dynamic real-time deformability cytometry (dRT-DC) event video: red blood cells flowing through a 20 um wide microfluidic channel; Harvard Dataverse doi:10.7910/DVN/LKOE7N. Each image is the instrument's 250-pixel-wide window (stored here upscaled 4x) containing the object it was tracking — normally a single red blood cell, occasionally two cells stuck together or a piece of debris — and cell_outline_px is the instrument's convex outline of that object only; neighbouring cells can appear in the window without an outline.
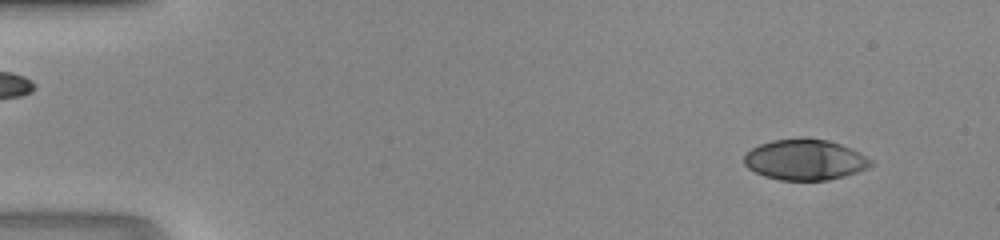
{"species": "human", "species_latin": "Homo sapiens", "temperature_condition": "room temperature", "stored_images_in_passage": 49, "camera_frame_rate_fps": 3000, "um_per_image_px": 0.085, "donor": {"sex": "male"}, "frame": {"image": 1, "passage_image": 5, "time_ms": 1.333, "image_size_px": [1000, 240], "cell_outline_px": [[872, 164], [868, 168], [844, 176], [828, 180], [780, 180], [764, 176], [748, 168], [744, 164], [744, 152], [760, 144], [772, 140], [804, 136], [828, 140], [840, 144], [872, 160]], "centroid_in_image_um": [68.37, 13.56], "position_along_channel_um": 16.6, "area_um2": 30.17}}
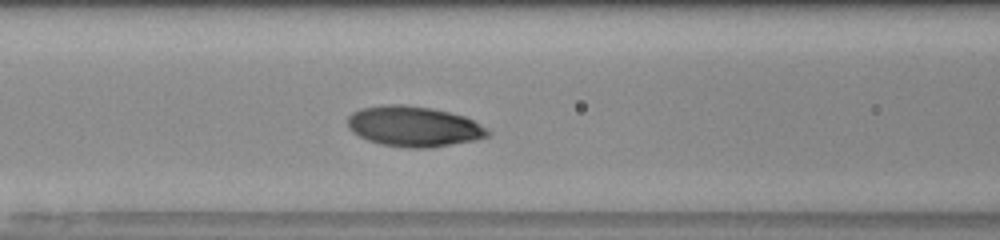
{"frame": {"image": 2, "passage_image": 22, "time_ms": 7.0, "image_size_px": [1000, 240], "cell_outline_px": [[492, 132], [488, 136], [476, 140], [428, 148], [408, 148], [380, 144], [368, 140], [352, 132], [348, 128], [348, 116], [352, 112], [360, 108], [388, 104], [404, 104], [432, 108], [464, 116], [488, 128]], "centroid_in_image_um": [35.17, 10.74], "position_along_channel_um": 131.4, "area_um2": 33.12}}
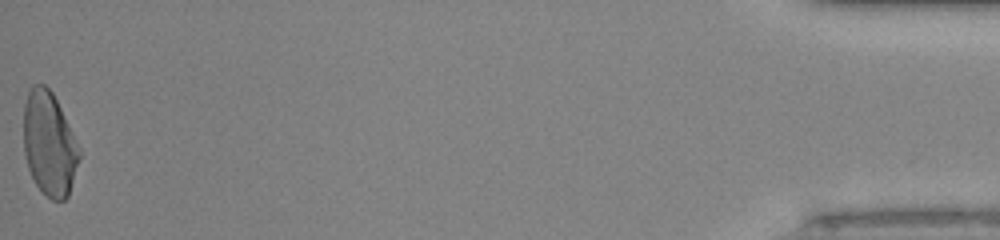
{"frame": {"image": 3, "passage_image": 49, "time_ms": 16.0, "image_size_px": [1000, 240], "cell_outline_px": [[80, 156], [68, 196], [64, 200], [52, 200], [36, 184], [28, 168], [24, 152], [24, 104], [28, 92], [32, 84], [44, 84], [52, 92], [80, 148]], "centroid_in_image_um": [4.17, 12.21], "position_along_channel_um": 431.0, "area_um2": 33.29}}